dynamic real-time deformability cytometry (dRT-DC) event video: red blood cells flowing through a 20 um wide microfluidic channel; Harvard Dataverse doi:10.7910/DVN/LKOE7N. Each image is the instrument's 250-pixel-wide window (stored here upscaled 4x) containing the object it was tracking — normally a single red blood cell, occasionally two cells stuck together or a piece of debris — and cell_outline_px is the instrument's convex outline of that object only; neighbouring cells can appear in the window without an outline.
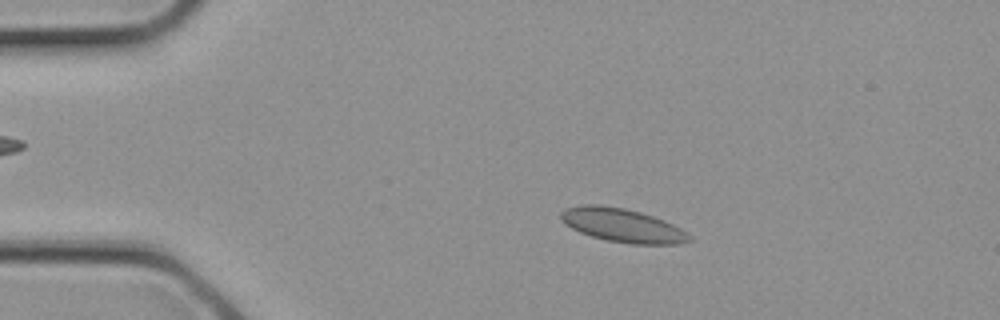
{"species": "common noctule bat (a hibernating species)", "species_latin": "Nyctalus noctula", "temperature_condition": "cold", "stored_images_in_passage": 2, "camera_frame_rate_fps": 3000, "um_per_image_px": 0.085, "animal": {"sex": "female", "body_mass_g": 21.9}, "frame": {"image": 1, "passage_image": 1, "time_ms": 0.0, "image_size_px": [1000, 320], "cell_outline_px": [[692, 240], [680, 244], [632, 244], [608, 240], [592, 236], [580, 232], [564, 224], [560, 220], [560, 212], [564, 208], [580, 204], [600, 204], [624, 208], [640, 212], [664, 220], [688, 232], [692, 236]], "centroid_in_image_um": [52.89, 19.14], "position_along_channel_um": 32.1, "area_um2": 25.37}}
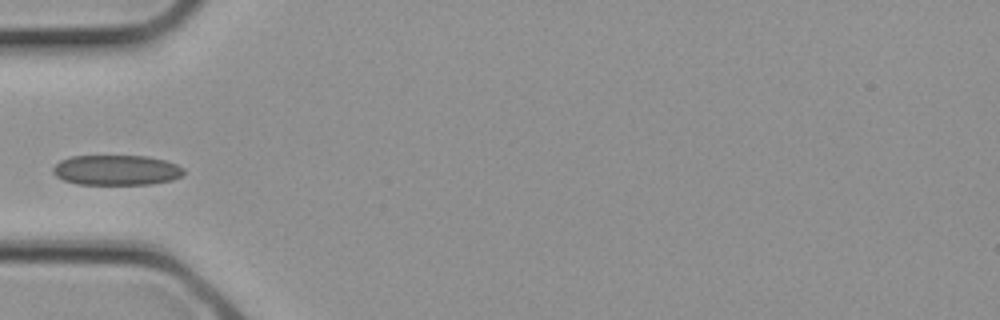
{"frame": {"image": 2, "passage_image": 2, "time_ms": 0.333, "image_size_px": [1000, 320], "cell_outline_px": [[184, 172], [180, 176], [172, 180], [152, 184], [76, 184], [64, 180], [56, 176], [52, 172], [52, 168], [60, 160], [72, 156], [148, 156], [164, 160], [176, 164], [184, 168]], "centroid_in_image_um": [9.88, 14.46], "position_along_channel_um": 75.1, "area_um2": 23.0}}